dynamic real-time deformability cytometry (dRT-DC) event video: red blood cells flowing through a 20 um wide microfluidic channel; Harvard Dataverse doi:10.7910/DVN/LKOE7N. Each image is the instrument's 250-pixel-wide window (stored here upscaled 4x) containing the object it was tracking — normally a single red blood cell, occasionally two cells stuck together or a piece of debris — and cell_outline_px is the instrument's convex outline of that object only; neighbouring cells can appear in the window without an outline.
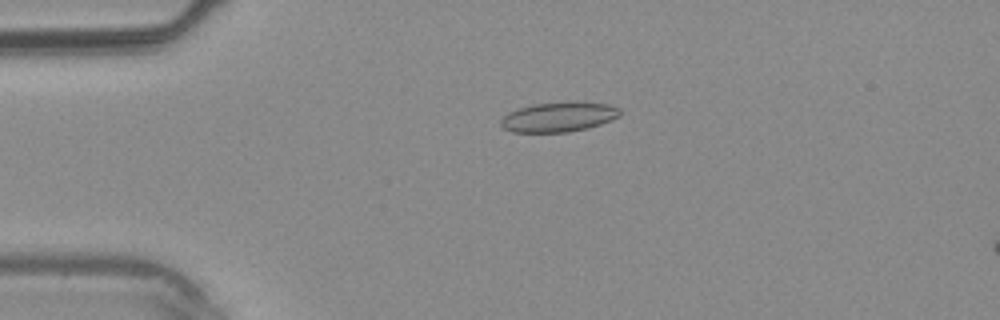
{"species": "common noctule bat (a hibernating species)", "species_latin": "Nyctalus noctula", "temperature_condition": "warm", "stored_images_in_passage": 39, "camera_frame_rate_fps": 3000, "um_per_image_px": 0.085, "animal": {"sex": "male", "body_mass_g": 20.4}, "frame": {"image": 1, "passage_image": 9, "time_ms": 2.667, "image_size_px": [1000, 320], "cell_outline_px": [[620, 116], [612, 120], [588, 128], [568, 132], [512, 132], [504, 128], [500, 124], [500, 120], [508, 112], [520, 108], [536, 104], [576, 100], [608, 104], [620, 108]], "centroid_in_image_um": [47.53, 9.93], "position_along_channel_um": 37.5, "area_um2": 20.92}}
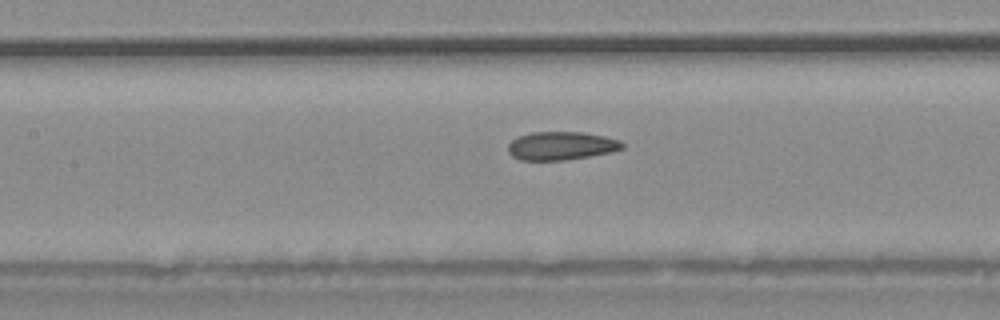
{"frame": {"image": 2, "passage_image": 18, "time_ms": 5.667, "image_size_px": [1000, 320], "cell_outline_px": [[624, 148], [612, 152], [592, 156], [564, 160], [520, 160], [512, 156], [508, 152], [508, 144], [512, 140], [520, 136], [532, 132], [584, 132], [604, 136], [620, 140], [624, 144]], "centroid_in_image_um": [47.73, 12.4], "position_along_channel_um": 159.7, "area_um2": 18.96}}
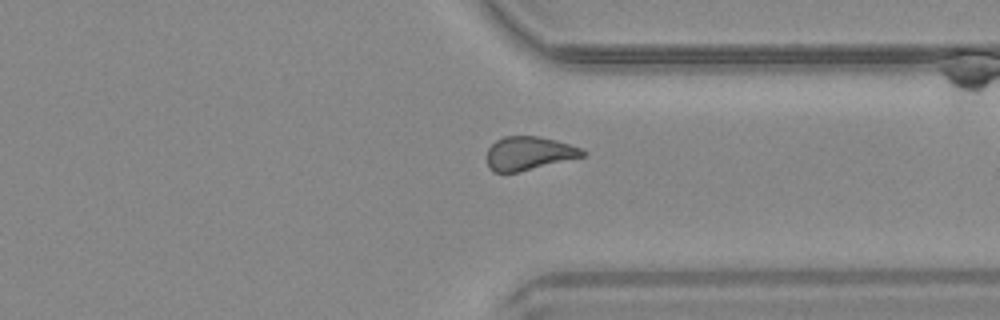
{"frame": {"image": 3, "passage_image": 30, "time_ms": 9.667, "image_size_px": [1000, 320], "cell_outline_px": [[588, 152], [584, 156], [516, 172], [492, 172], [488, 168], [488, 148], [496, 140], [504, 136], [536, 136], [556, 140], [580, 148]], "centroid_in_image_um": [44.93, 13.02], "position_along_channel_um": 366.5, "area_um2": 18.44}}